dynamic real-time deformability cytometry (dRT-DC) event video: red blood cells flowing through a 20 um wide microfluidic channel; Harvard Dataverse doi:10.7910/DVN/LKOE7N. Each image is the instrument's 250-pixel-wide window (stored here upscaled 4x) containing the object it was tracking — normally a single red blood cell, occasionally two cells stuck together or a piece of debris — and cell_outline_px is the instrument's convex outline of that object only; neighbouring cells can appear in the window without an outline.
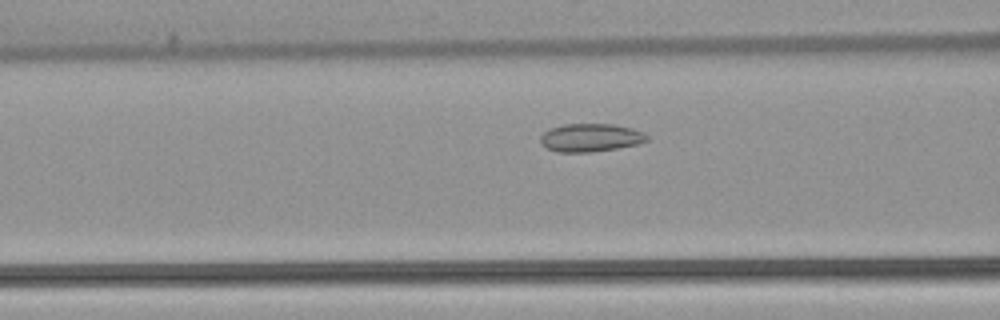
{"species": "common noctule bat (a hibernating species)", "species_latin": "Nyctalus noctula", "temperature_condition": "warm", "stored_images_in_passage": 47, "camera_frame_rate_fps": 3000, "um_per_image_px": 0.085, "animal": {"sex": "female", "body_mass_g": 22.7, "forearm_length_mm": 54.2}, "frame": {"image": 1, "passage_image": 15, "time_ms": 4.667, "image_size_px": [1000, 320], "cell_outline_px": [[648, 140], [640, 144], [592, 152], [556, 152], [540, 144], [540, 136], [544, 132], [552, 128], [564, 124], [612, 124], [632, 128], [644, 132], [648, 136]], "centroid_in_image_um": [50.21, 11.7], "position_along_channel_um": 116.4, "area_um2": 17.51}}
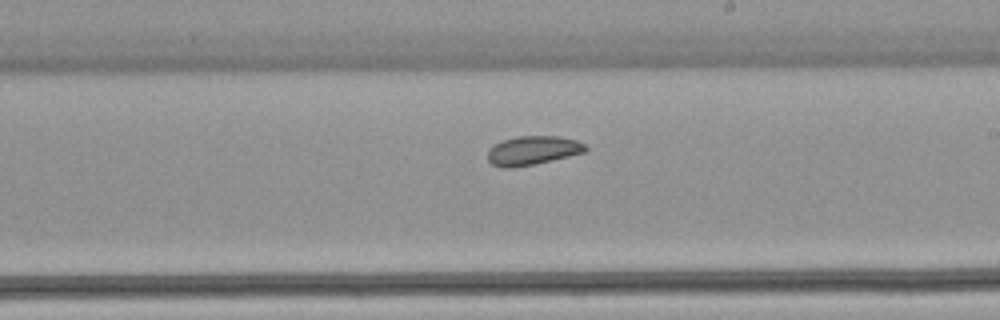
{"frame": {"image": 2, "passage_image": 25, "time_ms": 8.0, "image_size_px": [1000, 320], "cell_outline_px": [[588, 148], [584, 152], [552, 160], [512, 168], [504, 168], [492, 164], [488, 160], [488, 148], [504, 140], [516, 136], [560, 136], [576, 140], [584, 144]], "centroid_in_image_um": [45.27, 12.78], "position_along_channel_um": 243.7, "area_um2": 16.36}}
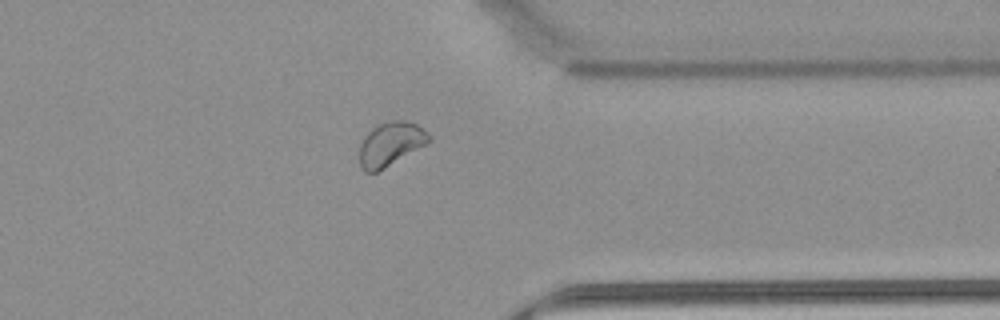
{"frame": {"image": 3, "passage_image": 36, "time_ms": 11.667, "image_size_px": [1000, 320], "cell_outline_px": [[432, 140], [428, 144], [376, 172], [364, 172], [360, 168], [360, 144], [364, 136], [372, 128], [380, 124], [392, 120], [408, 120], [416, 124], [428, 132], [432, 136]], "centroid_in_image_um": [33.23, 12.23], "position_along_channel_um": 378.2, "area_um2": 17.86}, "authors_computed_cell_mechanics": {"area_um2": 18.0336, "velocity_mm_per_s": 3.8248, "shape_relaxation_time_tau1_ms": null, "shape_relaxation_time_tau2_ms": 2.2848, "deformation_change_tau1": null, "deformation_change_tau2": 0.0579}}